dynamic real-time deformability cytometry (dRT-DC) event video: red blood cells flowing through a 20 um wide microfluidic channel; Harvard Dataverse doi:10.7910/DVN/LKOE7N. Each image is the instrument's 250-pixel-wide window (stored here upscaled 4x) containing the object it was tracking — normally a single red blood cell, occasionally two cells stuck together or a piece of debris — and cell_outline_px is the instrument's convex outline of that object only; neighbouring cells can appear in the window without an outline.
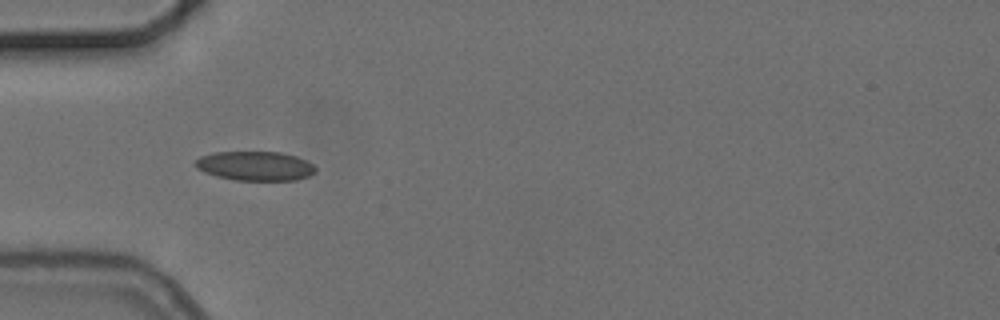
{"species": "common noctule bat (a hibernating species)", "species_latin": "Nyctalus noctula", "temperature_condition": "cold", "stored_images_in_passage": 5, "camera_frame_rate_fps": 3000, "um_per_image_px": 0.085, "animal": {"sex": "female", "body_mass_g": 24.6, "forearm_length_mm": 56.2}, "frame": {"image": 1, "passage_image": 4, "time_ms": 3.667, "image_size_px": [1000, 320], "cell_outline_px": [[316, 172], [308, 176], [296, 180], [236, 180], [216, 176], [204, 172], [196, 168], [196, 160], [200, 156], [212, 152], [280, 152], [296, 156], [312, 164], [316, 168]], "centroid_in_image_um": [21.68, 14.1], "position_along_channel_um": 63.3, "area_um2": 20.46}}
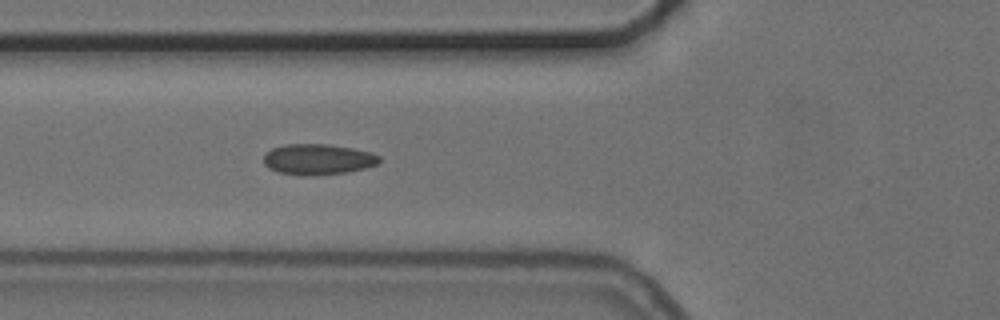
{"frame": {"image": 2, "passage_image": 5, "time_ms": 4.667, "image_size_px": [1000, 320], "cell_outline_px": [[380, 160], [376, 164], [368, 168], [348, 172], [304, 176], [300, 176], [276, 172], [268, 168], [264, 164], [264, 152], [272, 148], [284, 144], [328, 144], [352, 148], [372, 152], [380, 156]], "centroid_in_image_um": [27.0, 13.55], "position_along_channel_um": 98.8, "area_um2": 21.04}}